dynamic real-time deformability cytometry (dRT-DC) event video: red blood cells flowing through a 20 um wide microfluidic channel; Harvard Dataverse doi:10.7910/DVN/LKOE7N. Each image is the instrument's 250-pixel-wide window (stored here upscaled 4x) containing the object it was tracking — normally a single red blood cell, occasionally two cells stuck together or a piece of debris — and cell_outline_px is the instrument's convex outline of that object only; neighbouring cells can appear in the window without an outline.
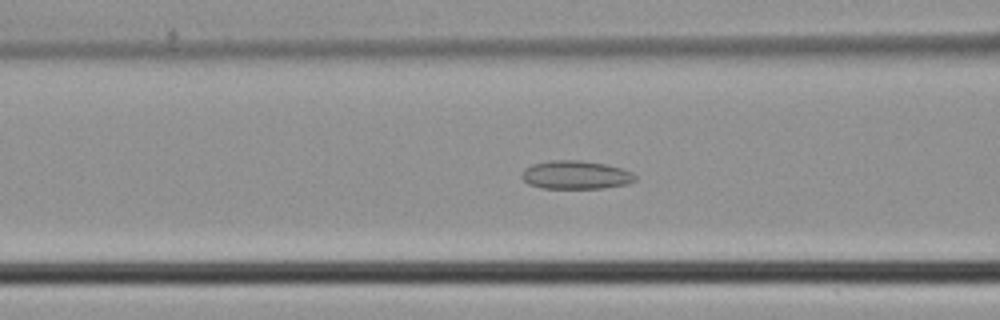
{"species": "common noctule bat (a hibernating species)", "species_latin": "Nyctalus noctula", "temperature_condition": "cold", "stored_images_in_passage": 38, "camera_frame_rate_fps": 3000, "um_per_image_px": 0.085, "animal": {"sex": "male", "body_mass_g": 21.5, "forearm_length_mm": 52.0}, "frame": {"image": 1, "passage_image": 10, "time_ms": 3.0, "image_size_px": [1000, 320], "cell_outline_px": [[636, 180], [628, 184], [604, 188], [540, 188], [528, 184], [520, 176], [520, 172], [524, 168], [532, 164], [552, 160], [580, 160], [604, 164], [620, 168], [632, 172], [636, 176]], "centroid_in_image_um": [48.9, 14.87], "position_along_channel_um": 117.7, "area_um2": 18.9}}
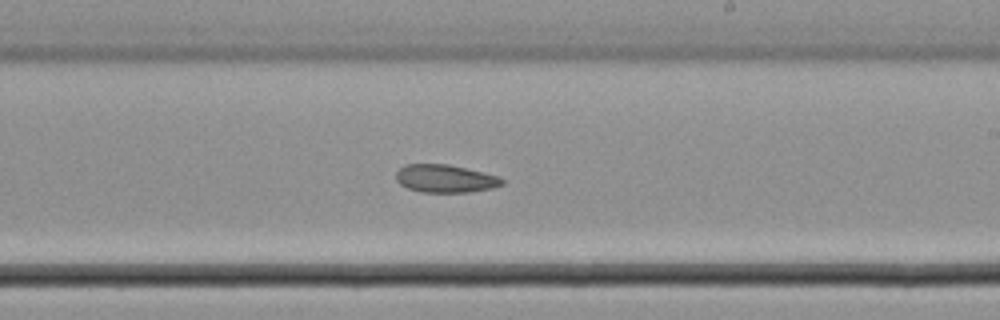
{"frame": {"image": 2, "passage_image": 19, "time_ms": 6.0, "image_size_px": [1000, 320], "cell_outline_px": [[504, 184], [492, 188], [468, 192], [420, 192], [408, 188], [400, 184], [396, 180], [396, 172], [404, 164], [448, 164], [496, 176], [504, 180]], "centroid_in_image_um": [37.8, 15.18], "position_along_channel_um": 251.2, "area_um2": 17.05}}
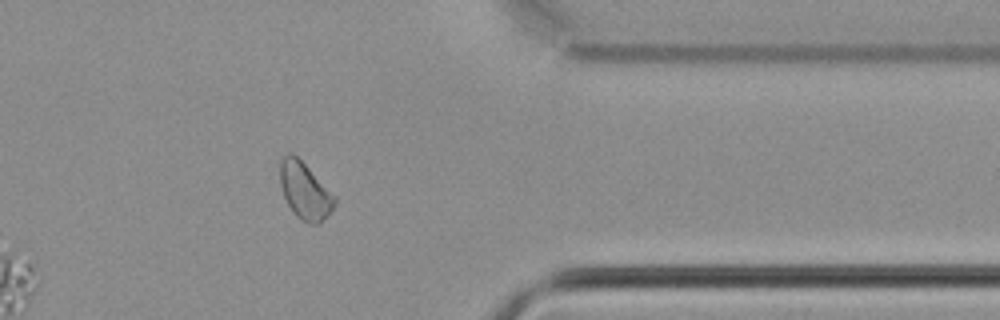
{"frame": {"image": 3, "passage_image": 29, "time_ms": 9.333, "image_size_px": [1000, 320], "cell_outline_px": [[336, 200], [332, 208], [320, 224], [308, 224], [300, 220], [292, 212], [284, 196], [280, 184], [280, 160], [288, 152], [292, 152], [336, 196]], "centroid_in_image_um": [25.89, 16.24], "position_along_channel_um": 385.5, "area_um2": 17.92}}